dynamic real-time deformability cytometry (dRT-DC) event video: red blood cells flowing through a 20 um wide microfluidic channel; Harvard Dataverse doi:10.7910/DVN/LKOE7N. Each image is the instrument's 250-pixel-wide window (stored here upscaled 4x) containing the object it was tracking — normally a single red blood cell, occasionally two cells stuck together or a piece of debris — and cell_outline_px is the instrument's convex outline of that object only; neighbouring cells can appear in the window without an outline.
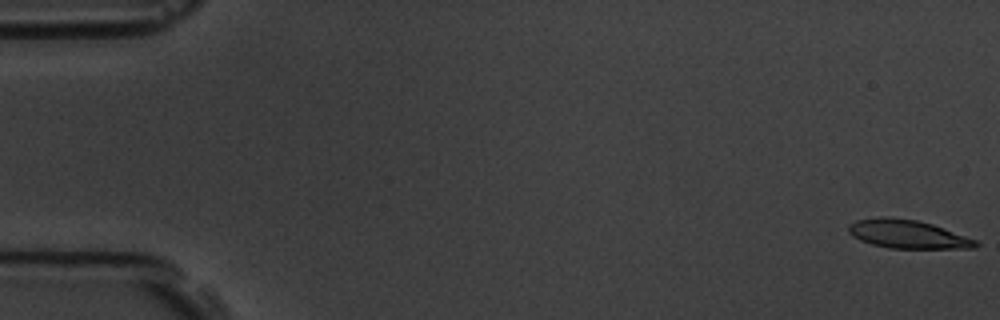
{"species": "common noctule bat (a hibernating species)", "species_latin": "Nyctalus noctula", "temperature_condition": "room temperature", "stored_images_in_passage": 2, "segment_of_instrument_passage": [2, 2], "camera_frame_rate_fps": 3000, "um_per_image_px": 0.085, "animal": {"sex": "male", "body_mass_g": 19.5, "forearm_length_mm": 54.6}, "frame": {"image": 1, "passage_image": 2, "time_ms": 1.333, "image_size_px": [1000, 320], "cell_outline_px": [[980, 244], [976, 248], [888, 248], [872, 244], [860, 240], [852, 236], [848, 232], [848, 224], [856, 220], [880, 216], [888, 216], [916, 220], [932, 224], [976, 240]], "centroid_in_image_um": [77.1, 19.89], "position_along_channel_um": 7.9, "area_um2": 21.1}}